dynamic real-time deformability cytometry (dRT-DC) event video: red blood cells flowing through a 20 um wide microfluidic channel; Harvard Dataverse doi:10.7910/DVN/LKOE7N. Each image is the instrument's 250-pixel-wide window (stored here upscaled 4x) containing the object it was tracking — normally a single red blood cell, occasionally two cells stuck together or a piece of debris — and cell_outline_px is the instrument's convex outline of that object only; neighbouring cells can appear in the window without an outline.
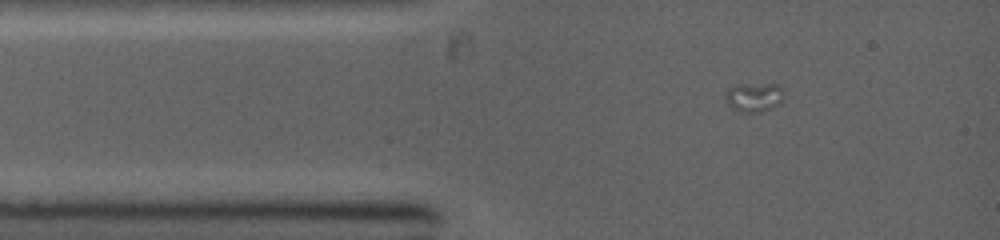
{"species": "common noctule bat (a hibernating species)", "species_latin": "Nyctalus noctula", "temperature_condition": "warm", "stored_images_in_passage": 4, "camera_frame_rate_fps": 5000, "um_per_image_px": 0.085, "animal": {"sex": "female", "body_mass_g": 19.0, "forearm_length_mm": 53.3}, "frame": {"image": 1, "passage_image": 2, "time_ms": 1.0, "image_size_px": [1000, 240], "cell_outline_px": [[784, 88], [780, 104], [760, 112], [740, 112], [732, 108], [728, 104], [724, 96], [724, 92], [728, 88], [736, 84], [780, 84]], "centroid_in_image_um": [64.07, 8.24], "position_along_channel_um": 20.9, "area_um2": 10.12}}